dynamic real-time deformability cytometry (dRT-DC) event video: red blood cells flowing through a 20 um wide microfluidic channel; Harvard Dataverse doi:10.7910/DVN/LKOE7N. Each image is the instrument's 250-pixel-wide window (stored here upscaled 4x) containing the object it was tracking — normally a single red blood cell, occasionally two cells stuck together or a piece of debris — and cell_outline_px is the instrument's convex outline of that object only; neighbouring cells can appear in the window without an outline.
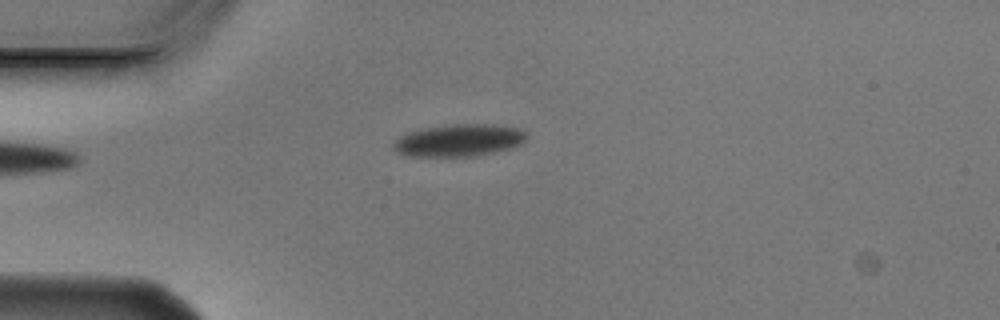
{"species": "Egyptian fruit bat (a non-hibernating species)", "species_latin": "Rousettus aegyptiacus", "temperature_condition": "cold", "stored_images_in_passage": 3, "camera_frame_rate_fps": 3000, "um_per_image_px": 0.085, "animal": {"sex": "male"}, "frame": {"image": 1, "passage_image": 3, "time_ms": 0.667, "image_size_px": [1000, 320], "cell_outline_px": [[528, 136], [524, 144], [512, 148], [476, 156], [412, 156], [396, 152], [392, 148], [392, 144], [400, 136], [408, 132], [424, 128], [452, 124], [492, 124], [520, 128]], "centroid_in_image_um": [39.05, 11.92], "position_along_channel_um": 45.9, "area_um2": 25.2}}